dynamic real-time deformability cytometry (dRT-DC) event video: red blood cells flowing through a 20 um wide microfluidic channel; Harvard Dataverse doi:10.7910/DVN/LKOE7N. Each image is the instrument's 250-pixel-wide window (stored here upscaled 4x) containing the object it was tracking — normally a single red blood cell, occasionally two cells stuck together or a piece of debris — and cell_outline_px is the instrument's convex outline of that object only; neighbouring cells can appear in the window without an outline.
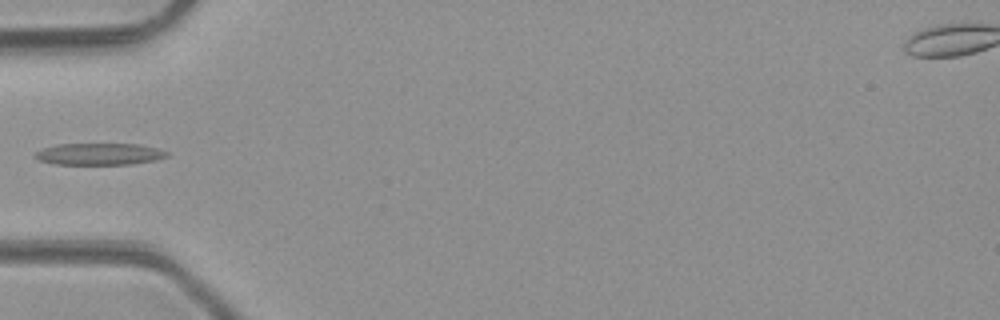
{"species": "common noctule bat (a hibernating species)", "species_latin": "Nyctalus noctula", "temperature_condition": "room temperature", "stored_images_in_passage": 4, "camera_frame_rate_fps": 3000, "um_per_image_px": 0.085, "animal": {"sex": "male", "body_mass_g": 23.1, "forearm_length_mm": 52.7}, "frame": {"image": 1, "passage_image": 4, "time_ms": 3.667, "image_size_px": [1000, 320], "cell_outline_px": [[168, 156], [156, 160], [132, 164], [52, 164], [40, 160], [32, 156], [36, 152], [44, 148], [56, 144], [140, 144], [156, 148], [168, 152]], "centroid_in_image_um": [8.44, 13.09], "position_along_channel_um": 76.6, "area_um2": 16.7}}